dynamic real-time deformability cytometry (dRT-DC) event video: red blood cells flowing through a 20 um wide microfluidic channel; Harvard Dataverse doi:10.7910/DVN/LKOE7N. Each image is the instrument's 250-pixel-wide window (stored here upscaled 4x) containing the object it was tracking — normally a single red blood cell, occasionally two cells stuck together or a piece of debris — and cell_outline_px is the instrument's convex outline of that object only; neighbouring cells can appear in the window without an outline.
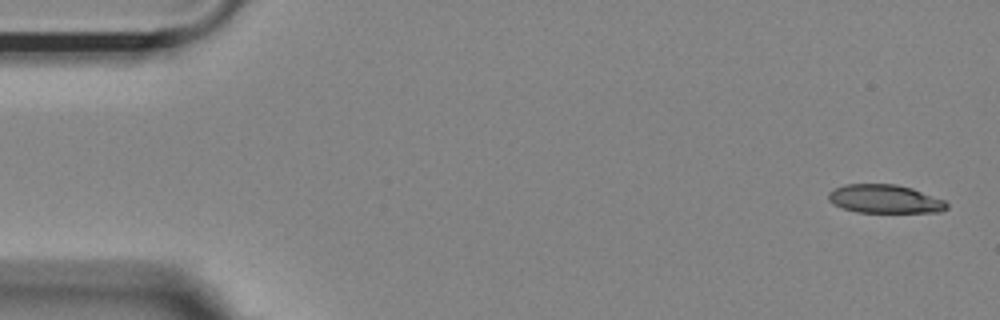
{"species": "Egyptian fruit bat (a non-hibernating species)", "species_latin": "Rousettus aegyptiacus", "temperature_condition": "room temperature", "stored_images_in_passage": 7, "camera_frame_rate_fps": 3000, "um_per_image_px": 0.085, "animal": {"sex": "female"}, "frame": {"image": 1, "passage_image": 1, "time_ms": 0.0, "image_size_px": [1000, 320], "cell_outline_px": [[948, 208], [940, 212], [856, 212], [832, 204], [828, 200], [828, 192], [836, 188], [848, 184], [896, 184], [912, 188], [944, 200], [948, 204]], "centroid_in_image_um": [75.21, 16.91], "position_along_channel_um": 9.8, "area_um2": 19.59}}